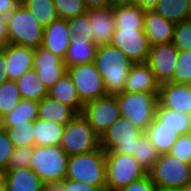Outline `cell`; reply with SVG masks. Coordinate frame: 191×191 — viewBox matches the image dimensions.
<instances>
[{
	"label": "cell",
	"instance_id": "cell-48",
	"mask_svg": "<svg viewBox=\"0 0 191 191\" xmlns=\"http://www.w3.org/2000/svg\"><path fill=\"white\" fill-rule=\"evenodd\" d=\"M7 64L5 59V48L0 50V85L7 81Z\"/></svg>",
	"mask_w": 191,
	"mask_h": 191
},
{
	"label": "cell",
	"instance_id": "cell-2",
	"mask_svg": "<svg viewBox=\"0 0 191 191\" xmlns=\"http://www.w3.org/2000/svg\"><path fill=\"white\" fill-rule=\"evenodd\" d=\"M68 158L60 145L34 146L30 168L46 186L61 184L66 179Z\"/></svg>",
	"mask_w": 191,
	"mask_h": 191
},
{
	"label": "cell",
	"instance_id": "cell-53",
	"mask_svg": "<svg viewBox=\"0 0 191 191\" xmlns=\"http://www.w3.org/2000/svg\"><path fill=\"white\" fill-rule=\"evenodd\" d=\"M155 191H180V189L156 188Z\"/></svg>",
	"mask_w": 191,
	"mask_h": 191
},
{
	"label": "cell",
	"instance_id": "cell-19",
	"mask_svg": "<svg viewBox=\"0 0 191 191\" xmlns=\"http://www.w3.org/2000/svg\"><path fill=\"white\" fill-rule=\"evenodd\" d=\"M160 84L156 81L150 66L145 63H134L127 76L123 91L128 93L159 92Z\"/></svg>",
	"mask_w": 191,
	"mask_h": 191
},
{
	"label": "cell",
	"instance_id": "cell-17",
	"mask_svg": "<svg viewBox=\"0 0 191 191\" xmlns=\"http://www.w3.org/2000/svg\"><path fill=\"white\" fill-rule=\"evenodd\" d=\"M35 48L16 44L5 47L8 80L16 81L25 72L33 68Z\"/></svg>",
	"mask_w": 191,
	"mask_h": 191
},
{
	"label": "cell",
	"instance_id": "cell-23",
	"mask_svg": "<svg viewBox=\"0 0 191 191\" xmlns=\"http://www.w3.org/2000/svg\"><path fill=\"white\" fill-rule=\"evenodd\" d=\"M97 49L98 46L94 42L87 40L84 36H72L63 61L67 68L78 64L93 63Z\"/></svg>",
	"mask_w": 191,
	"mask_h": 191
},
{
	"label": "cell",
	"instance_id": "cell-9",
	"mask_svg": "<svg viewBox=\"0 0 191 191\" xmlns=\"http://www.w3.org/2000/svg\"><path fill=\"white\" fill-rule=\"evenodd\" d=\"M143 131L125 117L117 119L100 137L105 152L136 155L137 136Z\"/></svg>",
	"mask_w": 191,
	"mask_h": 191
},
{
	"label": "cell",
	"instance_id": "cell-38",
	"mask_svg": "<svg viewBox=\"0 0 191 191\" xmlns=\"http://www.w3.org/2000/svg\"><path fill=\"white\" fill-rule=\"evenodd\" d=\"M172 43L178 50H191V19L175 24Z\"/></svg>",
	"mask_w": 191,
	"mask_h": 191
},
{
	"label": "cell",
	"instance_id": "cell-28",
	"mask_svg": "<svg viewBox=\"0 0 191 191\" xmlns=\"http://www.w3.org/2000/svg\"><path fill=\"white\" fill-rule=\"evenodd\" d=\"M153 11L176 24L191 19V0H159Z\"/></svg>",
	"mask_w": 191,
	"mask_h": 191
},
{
	"label": "cell",
	"instance_id": "cell-33",
	"mask_svg": "<svg viewBox=\"0 0 191 191\" xmlns=\"http://www.w3.org/2000/svg\"><path fill=\"white\" fill-rule=\"evenodd\" d=\"M159 155L160 154L145 132L137 136V148L134 158L148 173L154 167Z\"/></svg>",
	"mask_w": 191,
	"mask_h": 191
},
{
	"label": "cell",
	"instance_id": "cell-35",
	"mask_svg": "<svg viewBox=\"0 0 191 191\" xmlns=\"http://www.w3.org/2000/svg\"><path fill=\"white\" fill-rule=\"evenodd\" d=\"M3 129H6L14 147L35 146L34 121H27V124H18L17 126Z\"/></svg>",
	"mask_w": 191,
	"mask_h": 191
},
{
	"label": "cell",
	"instance_id": "cell-32",
	"mask_svg": "<svg viewBox=\"0 0 191 191\" xmlns=\"http://www.w3.org/2000/svg\"><path fill=\"white\" fill-rule=\"evenodd\" d=\"M21 4L32 12L43 28L59 19L53 0H21Z\"/></svg>",
	"mask_w": 191,
	"mask_h": 191
},
{
	"label": "cell",
	"instance_id": "cell-7",
	"mask_svg": "<svg viewBox=\"0 0 191 191\" xmlns=\"http://www.w3.org/2000/svg\"><path fill=\"white\" fill-rule=\"evenodd\" d=\"M61 148L68 156L86 154L100 147V137L82 114L65 125Z\"/></svg>",
	"mask_w": 191,
	"mask_h": 191
},
{
	"label": "cell",
	"instance_id": "cell-8",
	"mask_svg": "<svg viewBox=\"0 0 191 191\" xmlns=\"http://www.w3.org/2000/svg\"><path fill=\"white\" fill-rule=\"evenodd\" d=\"M148 174L158 188L182 189L191 182V164L161 154Z\"/></svg>",
	"mask_w": 191,
	"mask_h": 191
},
{
	"label": "cell",
	"instance_id": "cell-14",
	"mask_svg": "<svg viewBox=\"0 0 191 191\" xmlns=\"http://www.w3.org/2000/svg\"><path fill=\"white\" fill-rule=\"evenodd\" d=\"M33 68L42 83L50 89L65 74H67V66L64 61L43 47L35 48Z\"/></svg>",
	"mask_w": 191,
	"mask_h": 191
},
{
	"label": "cell",
	"instance_id": "cell-31",
	"mask_svg": "<svg viewBox=\"0 0 191 191\" xmlns=\"http://www.w3.org/2000/svg\"><path fill=\"white\" fill-rule=\"evenodd\" d=\"M145 133L160 155L168 153L179 137L173 129L160 128V123L155 120L149 125Z\"/></svg>",
	"mask_w": 191,
	"mask_h": 191
},
{
	"label": "cell",
	"instance_id": "cell-25",
	"mask_svg": "<svg viewBox=\"0 0 191 191\" xmlns=\"http://www.w3.org/2000/svg\"><path fill=\"white\" fill-rule=\"evenodd\" d=\"M115 29H144L145 10L136 4L113 6Z\"/></svg>",
	"mask_w": 191,
	"mask_h": 191
},
{
	"label": "cell",
	"instance_id": "cell-4",
	"mask_svg": "<svg viewBox=\"0 0 191 191\" xmlns=\"http://www.w3.org/2000/svg\"><path fill=\"white\" fill-rule=\"evenodd\" d=\"M120 109V116L127 118L143 132L154 121L158 104V93L122 92L116 95Z\"/></svg>",
	"mask_w": 191,
	"mask_h": 191
},
{
	"label": "cell",
	"instance_id": "cell-51",
	"mask_svg": "<svg viewBox=\"0 0 191 191\" xmlns=\"http://www.w3.org/2000/svg\"><path fill=\"white\" fill-rule=\"evenodd\" d=\"M42 191H66L61 184L45 186Z\"/></svg>",
	"mask_w": 191,
	"mask_h": 191
},
{
	"label": "cell",
	"instance_id": "cell-1",
	"mask_svg": "<svg viewBox=\"0 0 191 191\" xmlns=\"http://www.w3.org/2000/svg\"><path fill=\"white\" fill-rule=\"evenodd\" d=\"M93 63L102 76L107 95L122 93L134 62L120 49L106 45L98 47Z\"/></svg>",
	"mask_w": 191,
	"mask_h": 191
},
{
	"label": "cell",
	"instance_id": "cell-34",
	"mask_svg": "<svg viewBox=\"0 0 191 191\" xmlns=\"http://www.w3.org/2000/svg\"><path fill=\"white\" fill-rule=\"evenodd\" d=\"M22 99L15 81L7 80L0 85V120L10 113Z\"/></svg>",
	"mask_w": 191,
	"mask_h": 191
},
{
	"label": "cell",
	"instance_id": "cell-54",
	"mask_svg": "<svg viewBox=\"0 0 191 191\" xmlns=\"http://www.w3.org/2000/svg\"><path fill=\"white\" fill-rule=\"evenodd\" d=\"M180 191H191V182L182 189H180Z\"/></svg>",
	"mask_w": 191,
	"mask_h": 191
},
{
	"label": "cell",
	"instance_id": "cell-12",
	"mask_svg": "<svg viewBox=\"0 0 191 191\" xmlns=\"http://www.w3.org/2000/svg\"><path fill=\"white\" fill-rule=\"evenodd\" d=\"M109 45L120 49L134 63L148 60L150 44L144 29H115Z\"/></svg>",
	"mask_w": 191,
	"mask_h": 191
},
{
	"label": "cell",
	"instance_id": "cell-16",
	"mask_svg": "<svg viewBox=\"0 0 191 191\" xmlns=\"http://www.w3.org/2000/svg\"><path fill=\"white\" fill-rule=\"evenodd\" d=\"M71 39L72 35L69 31L68 21L59 18L44 28L41 47L64 60Z\"/></svg>",
	"mask_w": 191,
	"mask_h": 191
},
{
	"label": "cell",
	"instance_id": "cell-27",
	"mask_svg": "<svg viewBox=\"0 0 191 191\" xmlns=\"http://www.w3.org/2000/svg\"><path fill=\"white\" fill-rule=\"evenodd\" d=\"M38 117V101L21 99L17 106L0 120L2 128L27 124Z\"/></svg>",
	"mask_w": 191,
	"mask_h": 191
},
{
	"label": "cell",
	"instance_id": "cell-42",
	"mask_svg": "<svg viewBox=\"0 0 191 191\" xmlns=\"http://www.w3.org/2000/svg\"><path fill=\"white\" fill-rule=\"evenodd\" d=\"M14 144L10 140L6 129L0 126V169L6 171L8 169L10 156L14 151Z\"/></svg>",
	"mask_w": 191,
	"mask_h": 191
},
{
	"label": "cell",
	"instance_id": "cell-39",
	"mask_svg": "<svg viewBox=\"0 0 191 191\" xmlns=\"http://www.w3.org/2000/svg\"><path fill=\"white\" fill-rule=\"evenodd\" d=\"M67 21L69 24V31L72 36H84L90 42H94L93 34L91 32L89 10H87L86 13L75 16Z\"/></svg>",
	"mask_w": 191,
	"mask_h": 191
},
{
	"label": "cell",
	"instance_id": "cell-47",
	"mask_svg": "<svg viewBox=\"0 0 191 191\" xmlns=\"http://www.w3.org/2000/svg\"><path fill=\"white\" fill-rule=\"evenodd\" d=\"M87 10L112 7L110 0H83Z\"/></svg>",
	"mask_w": 191,
	"mask_h": 191
},
{
	"label": "cell",
	"instance_id": "cell-10",
	"mask_svg": "<svg viewBox=\"0 0 191 191\" xmlns=\"http://www.w3.org/2000/svg\"><path fill=\"white\" fill-rule=\"evenodd\" d=\"M67 73L83 104L107 95L102 76L97 71L94 63L78 64L68 67Z\"/></svg>",
	"mask_w": 191,
	"mask_h": 191
},
{
	"label": "cell",
	"instance_id": "cell-24",
	"mask_svg": "<svg viewBox=\"0 0 191 191\" xmlns=\"http://www.w3.org/2000/svg\"><path fill=\"white\" fill-rule=\"evenodd\" d=\"M154 120L160 123V128L175 130L178 135L191 133V115L156 106Z\"/></svg>",
	"mask_w": 191,
	"mask_h": 191
},
{
	"label": "cell",
	"instance_id": "cell-20",
	"mask_svg": "<svg viewBox=\"0 0 191 191\" xmlns=\"http://www.w3.org/2000/svg\"><path fill=\"white\" fill-rule=\"evenodd\" d=\"M174 27V22L164 19L153 10L145 11L144 32L150 46L172 42Z\"/></svg>",
	"mask_w": 191,
	"mask_h": 191
},
{
	"label": "cell",
	"instance_id": "cell-36",
	"mask_svg": "<svg viewBox=\"0 0 191 191\" xmlns=\"http://www.w3.org/2000/svg\"><path fill=\"white\" fill-rule=\"evenodd\" d=\"M173 82L191 85V50H179Z\"/></svg>",
	"mask_w": 191,
	"mask_h": 191
},
{
	"label": "cell",
	"instance_id": "cell-52",
	"mask_svg": "<svg viewBox=\"0 0 191 191\" xmlns=\"http://www.w3.org/2000/svg\"><path fill=\"white\" fill-rule=\"evenodd\" d=\"M5 187V171L0 169V191H4Z\"/></svg>",
	"mask_w": 191,
	"mask_h": 191
},
{
	"label": "cell",
	"instance_id": "cell-21",
	"mask_svg": "<svg viewBox=\"0 0 191 191\" xmlns=\"http://www.w3.org/2000/svg\"><path fill=\"white\" fill-rule=\"evenodd\" d=\"M45 184L31 168L7 169L4 191H42Z\"/></svg>",
	"mask_w": 191,
	"mask_h": 191
},
{
	"label": "cell",
	"instance_id": "cell-6",
	"mask_svg": "<svg viewBox=\"0 0 191 191\" xmlns=\"http://www.w3.org/2000/svg\"><path fill=\"white\" fill-rule=\"evenodd\" d=\"M7 29L10 44L32 48L42 45L44 28L22 4L7 17Z\"/></svg>",
	"mask_w": 191,
	"mask_h": 191
},
{
	"label": "cell",
	"instance_id": "cell-18",
	"mask_svg": "<svg viewBox=\"0 0 191 191\" xmlns=\"http://www.w3.org/2000/svg\"><path fill=\"white\" fill-rule=\"evenodd\" d=\"M89 19L94 43L98 47L109 45L115 31L113 6L89 10Z\"/></svg>",
	"mask_w": 191,
	"mask_h": 191
},
{
	"label": "cell",
	"instance_id": "cell-45",
	"mask_svg": "<svg viewBox=\"0 0 191 191\" xmlns=\"http://www.w3.org/2000/svg\"><path fill=\"white\" fill-rule=\"evenodd\" d=\"M20 4L21 0H0V16L7 18Z\"/></svg>",
	"mask_w": 191,
	"mask_h": 191
},
{
	"label": "cell",
	"instance_id": "cell-37",
	"mask_svg": "<svg viewBox=\"0 0 191 191\" xmlns=\"http://www.w3.org/2000/svg\"><path fill=\"white\" fill-rule=\"evenodd\" d=\"M60 19L69 20L87 12L83 0H53Z\"/></svg>",
	"mask_w": 191,
	"mask_h": 191
},
{
	"label": "cell",
	"instance_id": "cell-40",
	"mask_svg": "<svg viewBox=\"0 0 191 191\" xmlns=\"http://www.w3.org/2000/svg\"><path fill=\"white\" fill-rule=\"evenodd\" d=\"M168 154L191 164V133L179 135Z\"/></svg>",
	"mask_w": 191,
	"mask_h": 191
},
{
	"label": "cell",
	"instance_id": "cell-13",
	"mask_svg": "<svg viewBox=\"0 0 191 191\" xmlns=\"http://www.w3.org/2000/svg\"><path fill=\"white\" fill-rule=\"evenodd\" d=\"M179 50L172 42L150 46L147 64L154 73L156 81L161 85L173 82L175 64Z\"/></svg>",
	"mask_w": 191,
	"mask_h": 191
},
{
	"label": "cell",
	"instance_id": "cell-49",
	"mask_svg": "<svg viewBox=\"0 0 191 191\" xmlns=\"http://www.w3.org/2000/svg\"><path fill=\"white\" fill-rule=\"evenodd\" d=\"M159 0H137L138 5L142 10H153Z\"/></svg>",
	"mask_w": 191,
	"mask_h": 191
},
{
	"label": "cell",
	"instance_id": "cell-30",
	"mask_svg": "<svg viewBox=\"0 0 191 191\" xmlns=\"http://www.w3.org/2000/svg\"><path fill=\"white\" fill-rule=\"evenodd\" d=\"M65 126L42 119L34 120L35 146L60 145Z\"/></svg>",
	"mask_w": 191,
	"mask_h": 191
},
{
	"label": "cell",
	"instance_id": "cell-43",
	"mask_svg": "<svg viewBox=\"0 0 191 191\" xmlns=\"http://www.w3.org/2000/svg\"><path fill=\"white\" fill-rule=\"evenodd\" d=\"M156 185L152 182L150 175L142 179L132 182L120 191H155Z\"/></svg>",
	"mask_w": 191,
	"mask_h": 191
},
{
	"label": "cell",
	"instance_id": "cell-29",
	"mask_svg": "<svg viewBox=\"0 0 191 191\" xmlns=\"http://www.w3.org/2000/svg\"><path fill=\"white\" fill-rule=\"evenodd\" d=\"M22 99L40 101L48 95V88L37 76L34 68L25 72L16 81Z\"/></svg>",
	"mask_w": 191,
	"mask_h": 191
},
{
	"label": "cell",
	"instance_id": "cell-44",
	"mask_svg": "<svg viewBox=\"0 0 191 191\" xmlns=\"http://www.w3.org/2000/svg\"><path fill=\"white\" fill-rule=\"evenodd\" d=\"M61 185L66 191H100L97 187L79 181L64 180Z\"/></svg>",
	"mask_w": 191,
	"mask_h": 191
},
{
	"label": "cell",
	"instance_id": "cell-15",
	"mask_svg": "<svg viewBox=\"0 0 191 191\" xmlns=\"http://www.w3.org/2000/svg\"><path fill=\"white\" fill-rule=\"evenodd\" d=\"M158 103L162 107L191 115V85L174 82L161 84Z\"/></svg>",
	"mask_w": 191,
	"mask_h": 191
},
{
	"label": "cell",
	"instance_id": "cell-50",
	"mask_svg": "<svg viewBox=\"0 0 191 191\" xmlns=\"http://www.w3.org/2000/svg\"><path fill=\"white\" fill-rule=\"evenodd\" d=\"M112 6L117 5H127V4H136L137 0H110Z\"/></svg>",
	"mask_w": 191,
	"mask_h": 191
},
{
	"label": "cell",
	"instance_id": "cell-3",
	"mask_svg": "<svg viewBox=\"0 0 191 191\" xmlns=\"http://www.w3.org/2000/svg\"><path fill=\"white\" fill-rule=\"evenodd\" d=\"M65 180L79 181L100 191L106 189L105 151L97 150L74 156H69Z\"/></svg>",
	"mask_w": 191,
	"mask_h": 191
},
{
	"label": "cell",
	"instance_id": "cell-11",
	"mask_svg": "<svg viewBox=\"0 0 191 191\" xmlns=\"http://www.w3.org/2000/svg\"><path fill=\"white\" fill-rule=\"evenodd\" d=\"M81 114L99 137L121 117L116 95H106L85 103Z\"/></svg>",
	"mask_w": 191,
	"mask_h": 191
},
{
	"label": "cell",
	"instance_id": "cell-5",
	"mask_svg": "<svg viewBox=\"0 0 191 191\" xmlns=\"http://www.w3.org/2000/svg\"><path fill=\"white\" fill-rule=\"evenodd\" d=\"M105 165L106 189L109 191H120L148 175L138 161L127 154L105 152Z\"/></svg>",
	"mask_w": 191,
	"mask_h": 191
},
{
	"label": "cell",
	"instance_id": "cell-26",
	"mask_svg": "<svg viewBox=\"0 0 191 191\" xmlns=\"http://www.w3.org/2000/svg\"><path fill=\"white\" fill-rule=\"evenodd\" d=\"M48 96L72 107L78 114H81L83 110L84 104L80 101L77 90L68 73L48 89Z\"/></svg>",
	"mask_w": 191,
	"mask_h": 191
},
{
	"label": "cell",
	"instance_id": "cell-41",
	"mask_svg": "<svg viewBox=\"0 0 191 191\" xmlns=\"http://www.w3.org/2000/svg\"><path fill=\"white\" fill-rule=\"evenodd\" d=\"M33 147H19L14 148L12 155L10 156L8 169H21L30 168V161L32 156Z\"/></svg>",
	"mask_w": 191,
	"mask_h": 191
},
{
	"label": "cell",
	"instance_id": "cell-46",
	"mask_svg": "<svg viewBox=\"0 0 191 191\" xmlns=\"http://www.w3.org/2000/svg\"><path fill=\"white\" fill-rule=\"evenodd\" d=\"M10 44L8 39L7 18L0 16V50Z\"/></svg>",
	"mask_w": 191,
	"mask_h": 191
},
{
	"label": "cell",
	"instance_id": "cell-22",
	"mask_svg": "<svg viewBox=\"0 0 191 191\" xmlns=\"http://www.w3.org/2000/svg\"><path fill=\"white\" fill-rule=\"evenodd\" d=\"M77 115L78 113L72 107L48 95L38 102V119L52 121L56 124L65 126Z\"/></svg>",
	"mask_w": 191,
	"mask_h": 191
}]
</instances>
